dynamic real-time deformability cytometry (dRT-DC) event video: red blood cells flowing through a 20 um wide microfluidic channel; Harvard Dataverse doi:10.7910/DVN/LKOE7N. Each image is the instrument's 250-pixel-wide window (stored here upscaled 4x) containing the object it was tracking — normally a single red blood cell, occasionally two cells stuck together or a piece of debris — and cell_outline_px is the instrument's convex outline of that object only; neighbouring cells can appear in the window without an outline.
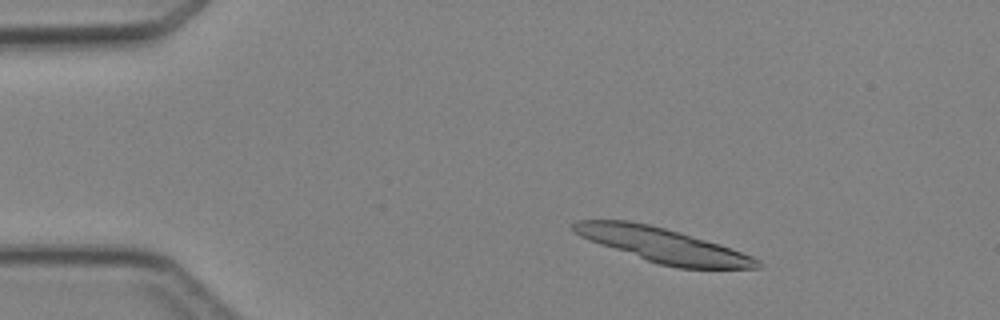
{"species": "Egyptian fruit bat (a non-hibernating species)", "species_latin": "Rousettus aegyptiacus", "temperature_condition": "cold", "stored_images_in_passage": 5, "segment_of_instrument_passage": [1, 2], "camera_frame_rate_fps": 3000, "um_per_image_px": 0.085, "animal": {"sex": "female"}, "frame": {"image": 1, "passage_image": 2, "time_ms": 1.333, "image_size_px": [1000, 320], "cell_outline_px": [[764, 264], [760, 268], [676, 268], [660, 264], [588, 240], [572, 232], [572, 224], [576, 220], [628, 220], [648, 224], [680, 232], [720, 244], [752, 256], [760, 260]], "centroid_in_image_um": [56.35, 20.83], "position_along_channel_um": 28.7, "area_um2": 36.53}}